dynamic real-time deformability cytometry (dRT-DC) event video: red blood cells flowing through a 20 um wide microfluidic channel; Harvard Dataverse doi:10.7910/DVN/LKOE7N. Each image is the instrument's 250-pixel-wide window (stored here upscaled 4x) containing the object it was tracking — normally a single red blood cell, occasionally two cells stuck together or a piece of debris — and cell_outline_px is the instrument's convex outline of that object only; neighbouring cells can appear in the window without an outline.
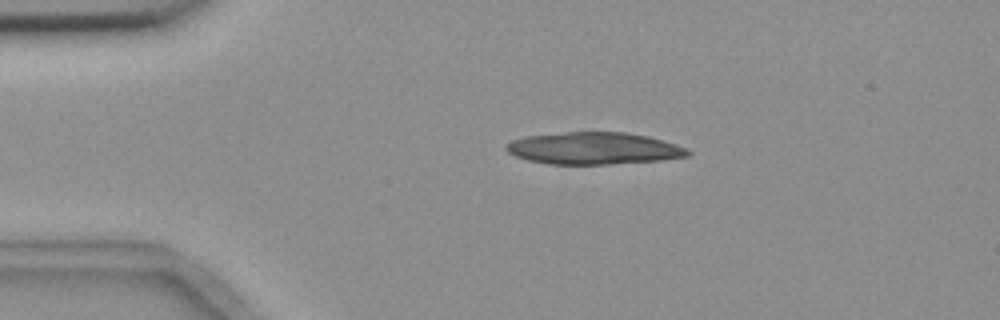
{"species": "common noctule bat (a hibernating species)", "species_latin": "Nyctalus noctula", "temperature_condition": "room temperature", "stored_images_in_passage": 3, "camera_frame_rate_fps": 3000, "um_per_image_px": 0.085, "animal": {"sex": "female", "body_mass_g": 18.4}, "frame": {"image": 1, "passage_image": 3, "time_ms": 3.333, "image_size_px": [1000, 320], "cell_outline_px": [[692, 152], [688, 156], [660, 160], [608, 164], [548, 164], [528, 160], [516, 156], [508, 152], [504, 148], [512, 140], [524, 136], [568, 132], [624, 132], [648, 136], [676, 144], [688, 148]], "centroid_in_image_um": [50.48, 12.61], "position_along_channel_um": 34.5, "area_um2": 33.87}}